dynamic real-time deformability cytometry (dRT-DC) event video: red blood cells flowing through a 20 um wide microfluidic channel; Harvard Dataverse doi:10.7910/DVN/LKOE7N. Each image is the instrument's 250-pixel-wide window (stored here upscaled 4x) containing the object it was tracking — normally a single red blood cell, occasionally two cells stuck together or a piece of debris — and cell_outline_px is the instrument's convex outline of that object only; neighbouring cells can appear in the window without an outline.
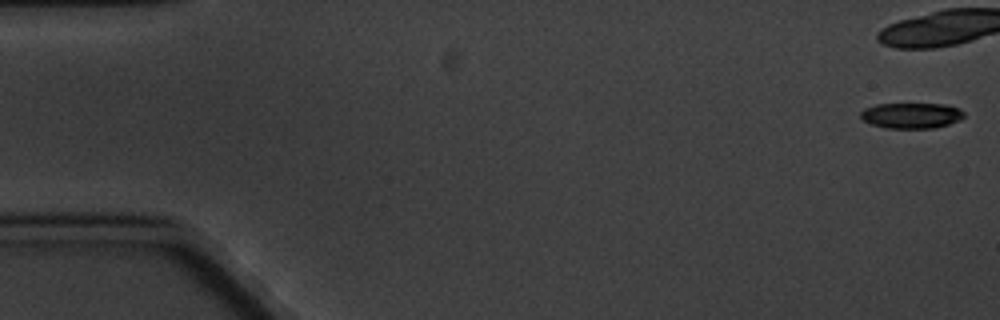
{"species": "common noctule bat (a hibernating species)", "species_latin": "Nyctalus noctula", "temperature_condition": "cold", "stored_images_in_passage": 6, "camera_frame_rate_fps": 3000, "um_per_image_px": 0.085, "animal": {"sex": "male", "body_mass_g": 20.1, "forearm_length_mm": 53.5}, "frame": {"image": 1, "passage_image": 1, "time_ms": 0.0, "image_size_px": [1000, 320], "cell_outline_px": [[964, 116], [960, 120], [936, 128], [888, 128], [872, 124], [864, 120], [860, 116], [860, 112], [864, 108], [876, 104], [944, 104], [960, 108], [964, 112]], "centroid_in_image_um": [77.48, 9.81], "position_along_channel_um": 7.5, "area_um2": 15.43}}